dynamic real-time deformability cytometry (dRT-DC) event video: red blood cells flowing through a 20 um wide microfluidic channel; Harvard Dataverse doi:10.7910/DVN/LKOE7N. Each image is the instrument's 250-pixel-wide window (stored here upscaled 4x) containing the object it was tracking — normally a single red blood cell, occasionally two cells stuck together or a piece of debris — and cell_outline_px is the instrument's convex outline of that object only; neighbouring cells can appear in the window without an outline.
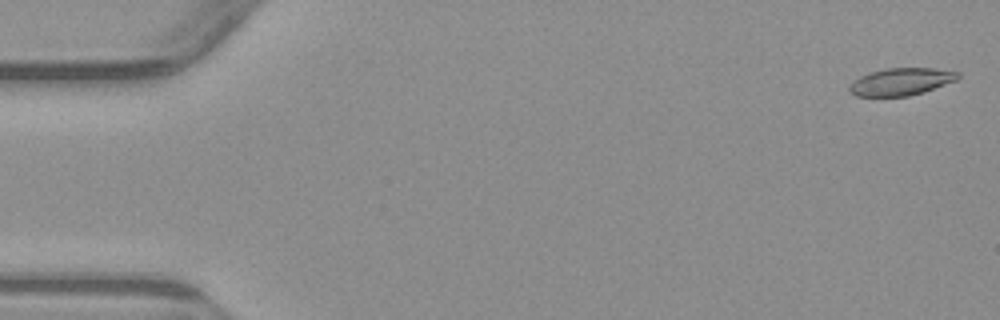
{"species": "common noctule bat (a hibernating species)", "species_latin": "Nyctalus noctula", "temperature_condition": "warm", "stored_images_in_passage": 4, "camera_frame_rate_fps": 3000, "um_per_image_px": 0.085, "animal": {"sex": "male", "body_mass_g": 23.1, "forearm_length_mm": 52.7}, "frame": {"image": 1, "passage_image": 1, "time_ms": 0.0, "image_size_px": [1000, 320], "cell_outline_px": [[960, 76], [956, 80], [924, 92], [908, 96], [856, 96], [848, 92], [848, 88], [860, 76], [868, 72], [884, 68], [936, 68], [960, 72]], "centroid_in_image_um": [76.6, 6.93], "position_along_channel_um": 8.4, "area_um2": 17.34}}